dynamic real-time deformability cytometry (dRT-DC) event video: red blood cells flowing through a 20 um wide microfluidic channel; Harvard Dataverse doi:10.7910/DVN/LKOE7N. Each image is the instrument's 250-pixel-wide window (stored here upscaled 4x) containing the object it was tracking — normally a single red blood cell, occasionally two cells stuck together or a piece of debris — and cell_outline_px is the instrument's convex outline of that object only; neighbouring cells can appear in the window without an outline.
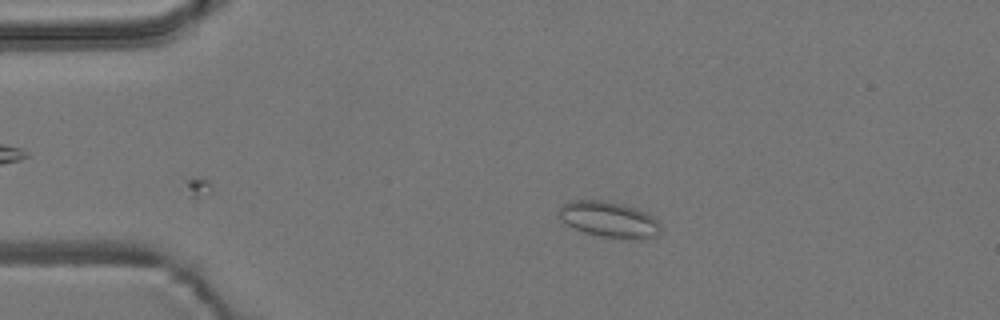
{"species": "common noctule bat (a hibernating species)", "species_latin": "Nyctalus noctula", "temperature_condition": "room temperature", "stored_images_in_passage": 3, "camera_frame_rate_fps": 3000, "um_per_image_px": 0.085, "animal": {"sex": "male", "body_mass_g": 19.2, "forearm_length_mm": 51.8}, "frame": {"image": 1, "passage_image": 3, "time_ms": 0.667, "image_size_px": [1000, 320], "cell_outline_px": [[660, 232], [656, 236], [600, 236], [584, 232], [568, 224], [556, 212], [560, 204], [568, 200], [604, 200], [624, 204], [648, 212], [660, 224]], "centroid_in_image_um": [51.7, 18.58], "position_along_channel_um": 33.3, "area_um2": 20.69}}